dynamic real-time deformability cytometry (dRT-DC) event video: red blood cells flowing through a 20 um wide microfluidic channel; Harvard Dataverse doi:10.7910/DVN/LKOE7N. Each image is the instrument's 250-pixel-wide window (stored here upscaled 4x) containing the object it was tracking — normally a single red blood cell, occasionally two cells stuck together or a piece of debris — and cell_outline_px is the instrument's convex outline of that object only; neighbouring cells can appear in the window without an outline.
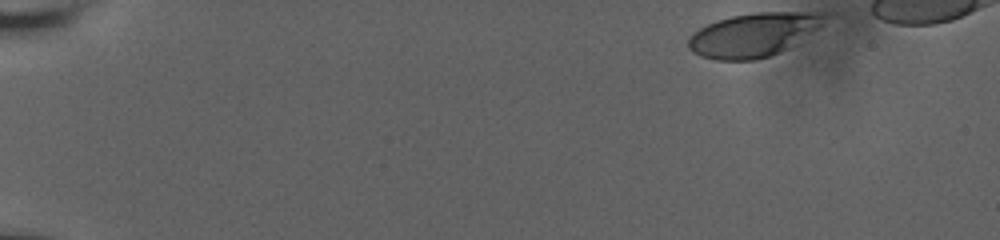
{"species": "human", "species_latin": "Homo sapiens", "temperature_condition": "room temperature", "stored_images_in_passage": 46, "camera_frame_rate_fps": 3000, "um_per_image_px": 0.085, "donor": {"sex": "male"}, "frame": {"image": 1, "passage_image": 1, "time_ms": 0.0, "image_size_px": [1000, 240], "cell_outline_px": [[824, 12], [820, 24], [816, 28], [784, 48], [768, 56], [756, 60], [716, 60], [700, 56], [692, 52], [688, 48], [688, 40], [692, 32], [716, 20], [732, 16], [756, 12]], "centroid_in_image_um": [63.9, 2.95], "position_along_channel_um": 21.1, "area_um2": 33.76}}
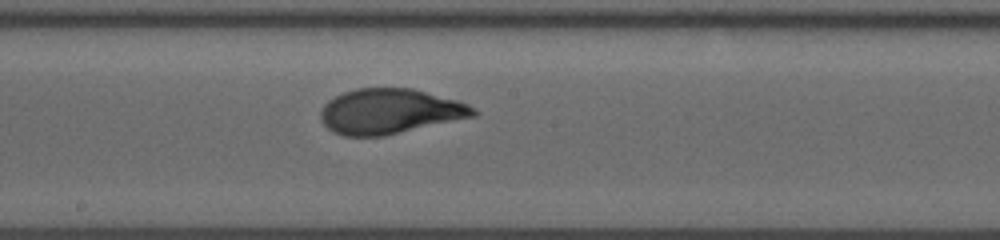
{"frame": {"image": 2, "passage_image": 29, "time_ms": 9.333, "image_size_px": [1000, 240], "cell_outline_px": [[480, 112], [476, 116], [384, 136], [344, 136], [332, 132], [320, 120], [320, 112], [324, 104], [328, 100], [344, 92], [356, 88], [412, 88], [456, 100], [468, 104]], "centroid_in_image_um": [33.13, 9.47], "position_along_channel_um": 215.1, "area_um2": 40.23}}
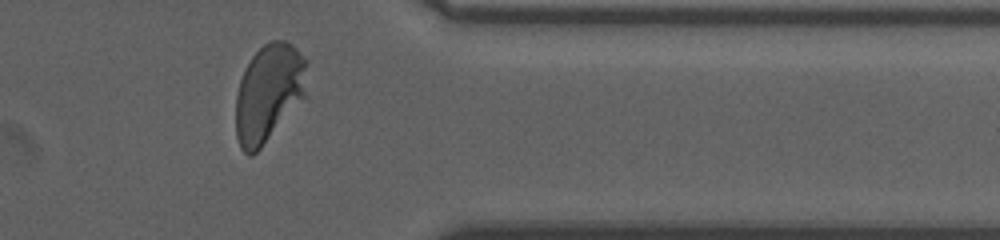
{"frame": {"image": 3, "passage_image": 44, "time_ms": 14.333, "image_size_px": [1000, 240], "cell_outline_px": [[308, 60], [304, 96], [260, 148], [252, 156], [248, 156], [240, 148], [236, 136], [236, 96], [240, 80], [244, 68], [252, 56], [264, 44], [272, 40], [284, 40], [292, 44]], "centroid_in_image_um": [22.82, 7.87], "position_along_channel_um": 388.6, "area_um2": 40.29}, "authors_computed_cell_mechanics": {"area_um2": 39.6508, "velocity_mm_per_s": 3.6244, "shape_relaxation_time_tau1_ms": 4.64, "shape_relaxation_time_tau2_ms": null, "deformation_change_tau1": 0.2086, "deformation_change_tau2": null}}